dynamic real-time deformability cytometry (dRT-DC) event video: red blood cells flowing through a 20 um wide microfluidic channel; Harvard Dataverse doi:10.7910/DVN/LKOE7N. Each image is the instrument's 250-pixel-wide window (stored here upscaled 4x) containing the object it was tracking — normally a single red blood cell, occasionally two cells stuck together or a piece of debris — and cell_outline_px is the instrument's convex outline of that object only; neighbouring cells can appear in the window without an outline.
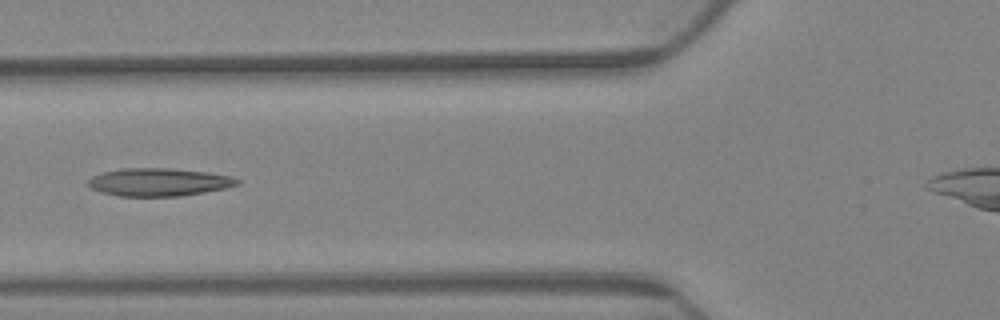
{"species": "Egyptian fruit bat (a non-hibernating species)", "species_latin": "Rousettus aegyptiacus", "temperature_condition": "warm", "stored_images_in_passage": 8, "camera_frame_rate_fps": 3000, "um_per_image_px": 0.085, "animal": {"sex": "female"}, "frame": {"image": 1, "passage_image": 2, "time_ms": 0.333, "image_size_px": [1000, 320], "cell_outline_px": [[240, 184], [224, 188], [204, 192], [180, 196], [116, 196], [100, 192], [92, 188], [88, 184], [88, 180], [92, 176], [104, 172], [120, 168], [172, 168], [208, 172], [232, 176], [240, 180]], "centroid_in_image_um": [13.5, 15.47], "position_along_channel_um": 112.3, "area_um2": 24.33}}